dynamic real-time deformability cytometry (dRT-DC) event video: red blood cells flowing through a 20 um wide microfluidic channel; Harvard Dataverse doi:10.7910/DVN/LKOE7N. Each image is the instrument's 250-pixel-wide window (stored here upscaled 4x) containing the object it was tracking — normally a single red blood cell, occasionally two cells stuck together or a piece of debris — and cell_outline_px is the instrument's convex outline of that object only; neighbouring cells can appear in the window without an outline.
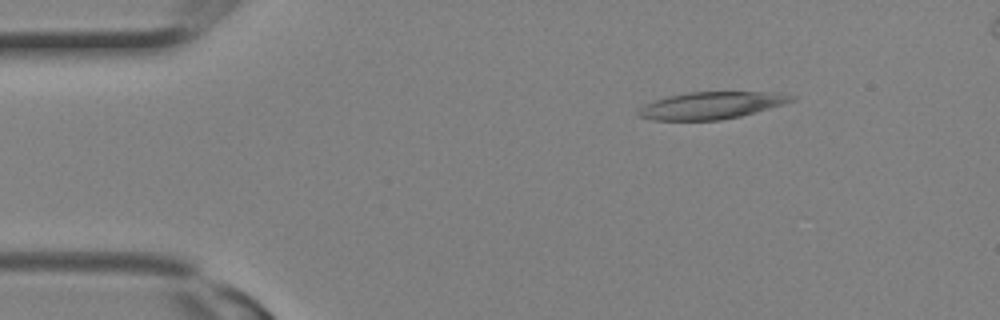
{"species": "Egyptian fruit bat (a non-hibernating species)", "species_latin": "Rousettus aegyptiacus", "temperature_condition": "room temperature", "stored_images_in_passage": 3, "camera_frame_rate_fps": 3000, "um_per_image_px": 0.085, "animal": {"sex": "female"}, "frame": {"image": 1, "passage_image": 2, "time_ms": 0.333, "image_size_px": [1000, 320], "cell_outline_px": [[796, 100], [740, 116], [720, 120], [652, 120], [636, 116], [636, 112], [644, 104], [668, 96], [688, 92], [776, 92], [796, 96]], "centroid_in_image_um": [60.43, 8.96], "position_along_channel_um": 24.6, "area_um2": 24.1}}